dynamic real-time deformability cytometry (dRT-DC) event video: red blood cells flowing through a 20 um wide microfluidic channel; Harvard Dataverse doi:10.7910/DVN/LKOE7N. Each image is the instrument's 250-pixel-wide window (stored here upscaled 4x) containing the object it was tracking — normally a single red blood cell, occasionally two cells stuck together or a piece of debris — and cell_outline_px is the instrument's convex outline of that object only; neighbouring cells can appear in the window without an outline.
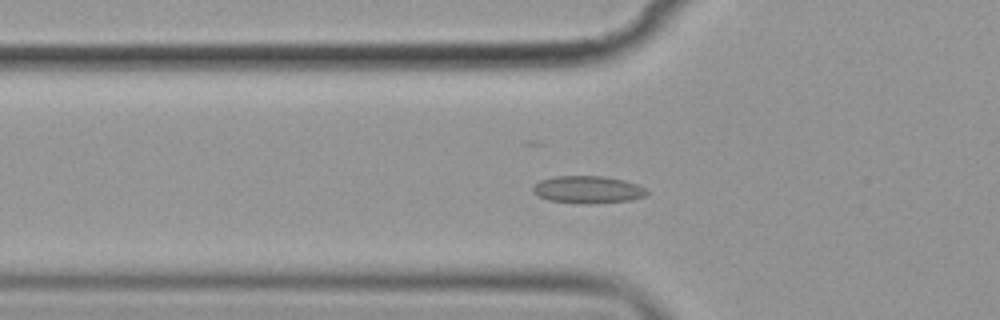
{"species": "common noctule bat (a hibernating species)", "species_latin": "Nyctalus noctula", "temperature_condition": "cold", "stored_images_in_passage": 46, "camera_frame_rate_fps": 3000, "um_per_image_px": 0.085, "animal": {"sex": "female", "body_mass_g": 19.9}, "frame": {"image": 1, "passage_image": 18, "time_ms": 5.667, "image_size_px": [1000, 320], "cell_outline_px": [[648, 192], [644, 196], [632, 200], [592, 204], [584, 204], [548, 200], [532, 192], [532, 188], [540, 180], [556, 176], [604, 176], [624, 180], [636, 184], [644, 188]], "centroid_in_image_um": [49.96, 16.12], "position_along_channel_um": 75.8, "area_um2": 18.15}}
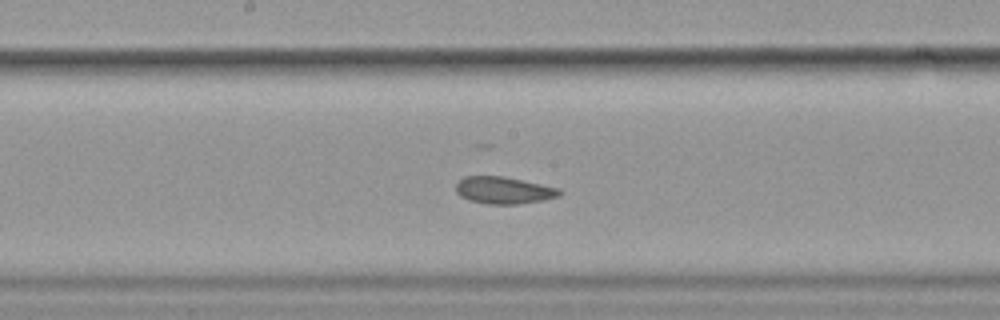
{"frame": {"image": 2, "passage_image": 29, "time_ms": 9.333, "image_size_px": [1000, 320], "cell_outline_px": [[564, 192], [560, 196], [544, 200], [520, 204], [488, 204], [468, 200], [460, 196], [456, 192], [456, 184], [464, 176], [504, 176], [560, 188]], "centroid_in_image_um": [42.85, 16.18], "position_along_channel_um": 205.4, "area_um2": 16.53}}
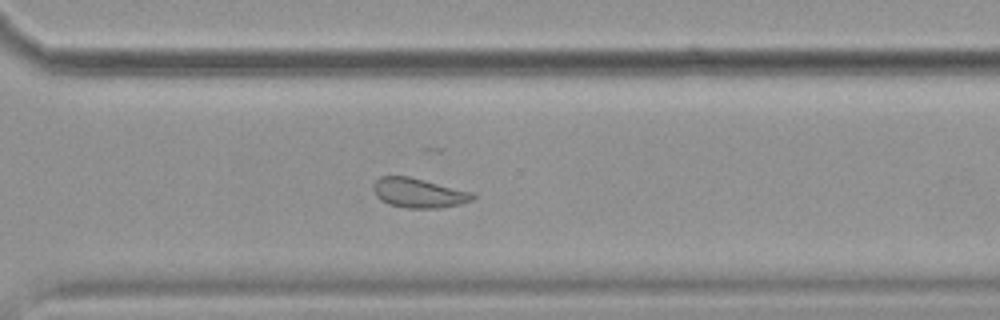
{"frame": {"image": 3, "passage_image": 40, "time_ms": 13.0, "image_size_px": [1000, 320], "cell_outline_px": [[476, 196], [472, 200], [460, 204], [436, 208], [404, 208], [388, 204], [380, 200], [376, 196], [372, 188], [372, 184], [380, 176], [408, 176], [472, 192]], "centroid_in_image_um": [35.53, 16.4], "position_along_channel_um": 335.1, "area_um2": 17.11}}